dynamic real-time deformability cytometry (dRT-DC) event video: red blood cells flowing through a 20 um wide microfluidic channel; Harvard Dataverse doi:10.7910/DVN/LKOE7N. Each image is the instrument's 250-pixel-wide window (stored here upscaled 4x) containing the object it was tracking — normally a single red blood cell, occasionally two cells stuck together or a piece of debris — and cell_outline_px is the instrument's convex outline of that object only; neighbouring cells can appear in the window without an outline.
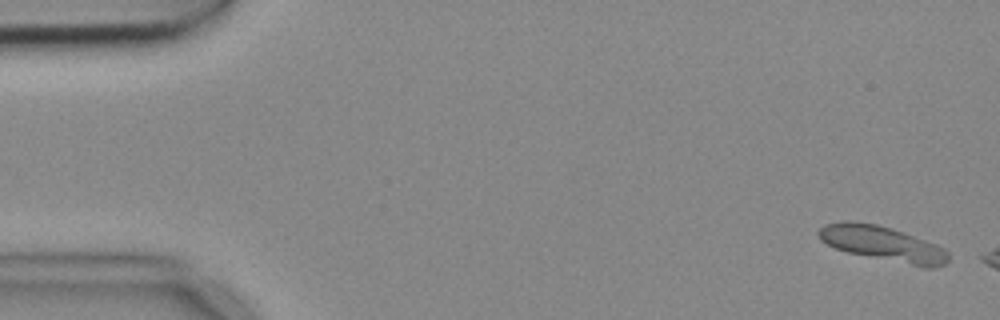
{"species": "common noctule bat (a hibernating species)", "species_latin": "Nyctalus noctula", "temperature_condition": "cold", "stored_images_in_passage": 4, "camera_frame_rate_fps": 3000, "um_per_image_px": 0.085, "animal": {"sex": "female", "body_mass_g": 18.4}, "frame": {"image": 1, "passage_image": 1, "time_ms": 0.0, "image_size_px": [1000, 320], "cell_outline_px": [[948, 260], [944, 264], [936, 268], [924, 268], [848, 252], [836, 248], [820, 240], [816, 232], [824, 224], [840, 220], [852, 220], [876, 224], [892, 228], [904, 232], [936, 244], [944, 248], [948, 252]], "centroid_in_image_um": [75.02, 20.7], "position_along_channel_um": 10.0, "area_um2": 26.7}}